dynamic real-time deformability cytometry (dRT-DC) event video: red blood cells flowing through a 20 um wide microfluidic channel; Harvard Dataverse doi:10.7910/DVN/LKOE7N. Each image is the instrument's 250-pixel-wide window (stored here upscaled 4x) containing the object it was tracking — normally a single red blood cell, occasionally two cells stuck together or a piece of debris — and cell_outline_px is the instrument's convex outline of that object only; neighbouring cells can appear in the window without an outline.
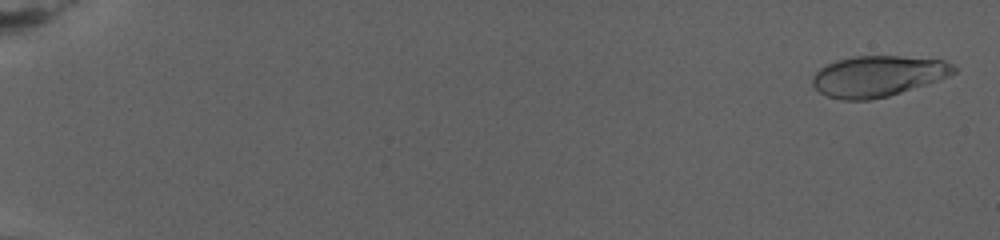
{"species": "human", "species_latin": "Homo sapiens", "temperature_condition": "warm", "stored_images_in_passage": 94, "camera_frame_rate_fps": 3000, "um_per_image_px": 0.085, "donor": {"sex": "female"}, "frame": {"image": 1, "passage_image": 2, "time_ms": 0.333, "image_size_px": [1000, 240], "cell_outline_px": [[956, 72], [948, 76], [888, 96], [872, 100], [844, 100], [828, 96], [820, 92], [812, 84], [812, 76], [820, 68], [836, 60], [852, 56], [900, 56], [944, 60], [952, 64], [956, 68]], "centroid_in_image_um": [74.59, 6.46], "position_along_channel_um": 10.4, "area_um2": 33.35}}
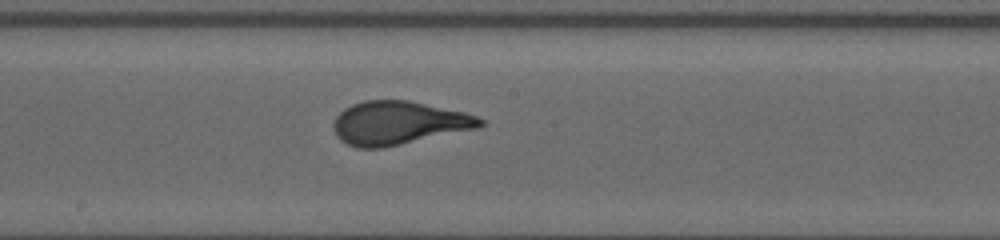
{"frame": {"image": 2, "passage_image": 60, "time_ms": 15.0, "image_size_px": [1000, 240], "cell_outline_px": [[484, 124], [476, 128], [384, 148], [356, 148], [340, 140], [336, 136], [332, 128], [332, 124], [336, 116], [344, 108], [352, 104], [364, 100], [408, 100], [464, 112], [476, 116], [484, 120]], "centroid_in_image_um": [33.82, 10.45], "position_along_channel_um": 214.4, "area_um2": 37.11}}
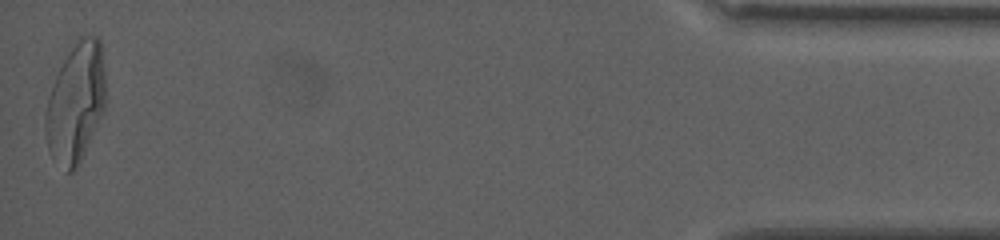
{"frame": {"image": 3, "passage_image": 94, "time_ms": 25.667, "image_size_px": [1000, 240], "cell_outline_px": [[104, 108], [84, 152], [76, 168], [72, 172], [68, 172], [48, 148], [44, 128], [44, 116], [48, 100], [56, 76], [68, 52], [84, 32], [96, 36], [100, 40], [104, 68]], "centroid_in_image_um": [6.43, 8.66], "position_along_channel_um": 428.8, "area_um2": 40.81}, "authors_computed_cell_mechanics": {"area_um2": 35.6626, "velocity_mm_per_s": 2.7339, "shape_relaxation_time_tau1_ms": 6.9661, "shape_relaxation_time_tau2_ms": null, "deformation_change_tau1": 0.2494, "deformation_change_tau2": null}}